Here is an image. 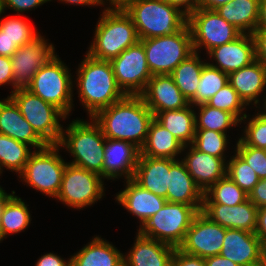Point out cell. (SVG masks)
Listing matches in <instances>:
<instances>
[{
	"label": "cell",
	"mask_w": 266,
	"mask_h": 266,
	"mask_svg": "<svg viewBox=\"0 0 266 266\" xmlns=\"http://www.w3.org/2000/svg\"><path fill=\"white\" fill-rule=\"evenodd\" d=\"M92 118L106 138L129 141L140 149L154 114L140 96L126 95L122 100L99 110Z\"/></svg>",
	"instance_id": "1"
},
{
	"label": "cell",
	"mask_w": 266,
	"mask_h": 266,
	"mask_svg": "<svg viewBox=\"0 0 266 266\" xmlns=\"http://www.w3.org/2000/svg\"><path fill=\"white\" fill-rule=\"evenodd\" d=\"M78 65L76 84L78 98L88 117L122 100L126 95L117 85L110 61L99 60L85 54Z\"/></svg>",
	"instance_id": "2"
},
{
	"label": "cell",
	"mask_w": 266,
	"mask_h": 266,
	"mask_svg": "<svg viewBox=\"0 0 266 266\" xmlns=\"http://www.w3.org/2000/svg\"><path fill=\"white\" fill-rule=\"evenodd\" d=\"M88 119L76 118L66 124L58 145L73 156L68 163L103 177L106 137L93 118Z\"/></svg>",
	"instance_id": "3"
},
{
	"label": "cell",
	"mask_w": 266,
	"mask_h": 266,
	"mask_svg": "<svg viewBox=\"0 0 266 266\" xmlns=\"http://www.w3.org/2000/svg\"><path fill=\"white\" fill-rule=\"evenodd\" d=\"M96 23L94 38L86 51L91 57L111 61L140 39L125 10H104Z\"/></svg>",
	"instance_id": "4"
},
{
	"label": "cell",
	"mask_w": 266,
	"mask_h": 266,
	"mask_svg": "<svg viewBox=\"0 0 266 266\" xmlns=\"http://www.w3.org/2000/svg\"><path fill=\"white\" fill-rule=\"evenodd\" d=\"M125 12L140 40L172 35L187 24V15L165 0H135Z\"/></svg>",
	"instance_id": "5"
},
{
	"label": "cell",
	"mask_w": 266,
	"mask_h": 266,
	"mask_svg": "<svg viewBox=\"0 0 266 266\" xmlns=\"http://www.w3.org/2000/svg\"><path fill=\"white\" fill-rule=\"evenodd\" d=\"M70 72L66 63L56 55L36 72L27 89L57 107L68 117L73 111L75 89L72 78L74 76Z\"/></svg>",
	"instance_id": "6"
},
{
	"label": "cell",
	"mask_w": 266,
	"mask_h": 266,
	"mask_svg": "<svg viewBox=\"0 0 266 266\" xmlns=\"http://www.w3.org/2000/svg\"><path fill=\"white\" fill-rule=\"evenodd\" d=\"M59 151L58 144H48L42 149L33 150L23 171L18 175L20 181L47 197L56 198L68 163Z\"/></svg>",
	"instance_id": "7"
},
{
	"label": "cell",
	"mask_w": 266,
	"mask_h": 266,
	"mask_svg": "<svg viewBox=\"0 0 266 266\" xmlns=\"http://www.w3.org/2000/svg\"><path fill=\"white\" fill-rule=\"evenodd\" d=\"M201 210L202 207L167 201L137 231L142 236L178 248L183 243L193 219Z\"/></svg>",
	"instance_id": "8"
},
{
	"label": "cell",
	"mask_w": 266,
	"mask_h": 266,
	"mask_svg": "<svg viewBox=\"0 0 266 266\" xmlns=\"http://www.w3.org/2000/svg\"><path fill=\"white\" fill-rule=\"evenodd\" d=\"M9 97L18 106L20 113L31 124L35 132L47 144H59L64 127L60 122L69 117L27 88L17 89Z\"/></svg>",
	"instance_id": "9"
},
{
	"label": "cell",
	"mask_w": 266,
	"mask_h": 266,
	"mask_svg": "<svg viewBox=\"0 0 266 266\" xmlns=\"http://www.w3.org/2000/svg\"><path fill=\"white\" fill-rule=\"evenodd\" d=\"M152 75L170 74L193 50L188 24L172 35L140 40Z\"/></svg>",
	"instance_id": "10"
},
{
	"label": "cell",
	"mask_w": 266,
	"mask_h": 266,
	"mask_svg": "<svg viewBox=\"0 0 266 266\" xmlns=\"http://www.w3.org/2000/svg\"><path fill=\"white\" fill-rule=\"evenodd\" d=\"M104 181L101 175L93 171L67 163L55 199L70 208L83 210L105 196Z\"/></svg>",
	"instance_id": "11"
},
{
	"label": "cell",
	"mask_w": 266,
	"mask_h": 266,
	"mask_svg": "<svg viewBox=\"0 0 266 266\" xmlns=\"http://www.w3.org/2000/svg\"><path fill=\"white\" fill-rule=\"evenodd\" d=\"M193 50L207 54L211 49L232 42L242 33L223 19L215 10L198 8L187 16ZM203 47V48H202Z\"/></svg>",
	"instance_id": "12"
},
{
	"label": "cell",
	"mask_w": 266,
	"mask_h": 266,
	"mask_svg": "<svg viewBox=\"0 0 266 266\" xmlns=\"http://www.w3.org/2000/svg\"><path fill=\"white\" fill-rule=\"evenodd\" d=\"M115 79L125 95L139 96L152 77L143 43L139 40L111 61Z\"/></svg>",
	"instance_id": "13"
},
{
	"label": "cell",
	"mask_w": 266,
	"mask_h": 266,
	"mask_svg": "<svg viewBox=\"0 0 266 266\" xmlns=\"http://www.w3.org/2000/svg\"><path fill=\"white\" fill-rule=\"evenodd\" d=\"M55 47L41 33L19 47L10 57L14 79V91L27 88L36 72L54 58Z\"/></svg>",
	"instance_id": "14"
},
{
	"label": "cell",
	"mask_w": 266,
	"mask_h": 266,
	"mask_svg": "<svg viewBox=\"0 0 266 266\" xmlns=\"http://www.w3.org/2000/svg\"><path fill=\"white\" fill-rule=\"evenodd\" d=\"M225 233L226 228L211 221L200 211L193 219L183 243L178 248L184 253L204 259L219 255Z\"/></svg>",
	"instance_id": "15"
},
{
	"label": "cell",
	"mask_w": 266,
	"mask_h": 266,
	"mask_svg": "<svg viewBox=\"0 0 266 266\" xmlns=\"http://www.w3.org/2000/svg\"><path fill=\"white\" fill-rule=\"evenodd\" d=\"M140 149L129 141L106 138L103 178L115 180L133 179Z\"/></svg>",
	"instance_id": "16"
},
{
	"label": "cell",
	"mask_w": 266,
	"mask_h": 266,
	"mask_svg": "<svg viewBox=\"0 0 266 266\" xmlns=\"http://www.w3.org/2000/svg\"><path fill=\"white\" fill-rule=\"evenodd\" d=\"M154 115L159 112L183 109L189 101L168 74L152 75L139 95Z\"/></svg>",
	"instance_id": "17"
},
{
	"label": "cell",
	"mask_w": 266,
	"mask_h": 266,
	"mask_svg": "<svg viewBox=\"0 0 266 266\" xmlns=\"http://www.w3.org/2000/svg\"><path fill=\"white\" fill-rule=\"evenodd\" d=\"M182 155L183 158L180 157V159L203 193L219 179L226 176L227 162L222 158L203 153L192 144L183 147Z\"/></svg>",
	"instance_id": "18"
},
{
	"label": "cell",
	"mask_w": 266,
	"mask_h": 266,
	"mask_svg": "<svg viewBox=\"0 0 266 266\" xmlns=\"http://www.w3.org/2000/svg\"><path fill=\"white\" fill-rule=\"evenodd\" d=\"M228 82L248 108L250 105H254L253 108L258 109L264 107L266 103V65L261 61L255 60L250 65L230 73ZM260 103H262V107Z\"/></svg>",
	"instance_id": "19"
},
{
	"label": "cell",
	"mask_w": 266,
	"mask_h": 266,
	"mask_svg": "<svg viewBox=\"0 0 266 266\" xmlns=\"http://www.w3.org/2000/svg\"><path fill=\"white\" fill-rule=\"evenodd\" d=\"M207 63L226 74H230L255 61L254 41L251 34H241L232 42L211 49ZM216 62V64L214 63Z\"/></svg>",
	"instance_id": "20"
},
{
	"label": "cell",
	"mask_w": 266,
	"mask_h": 266,
	"mask_svg": "<svg viewBox=\"0 0 266 266\" xmlns=\"http://www.w3.org/2000/svg\"><path fill=\"white\" fill-rule=\"evenodd\" d=\"M220 255L239 266L263 264V244L255 233L226 229Z\"/></svg>",
	"instance_id": "21"
},
{
	"label": "cell",
	"mask_w": 266,
	"mask_h": 266,
	"mask_svg": "<svg viewBox=\"0 0 266 266\" xmlns=\"http://www.w3.org/2000/svg\"><path fill=\"white\" fill-rule=\"evenodd\" d=\"M258 207L249 199L235 206L203 203L201 212L211 221L226 229H239L255 233Z\"/></svg>",
	"instance_id": "22"
},
{
	"label": "cell",
	"mask_w": 266,
	"mask_h": 266,
	"mask_svg": "<svg viewBox=\"0 0 266 266\" xmlns=\"http://www.w3.org/2000/svg\"><path fill=\"white\" fill-rule=\"evenodd\" d=\"M125 188L117 192L115 201L139 219V228L167 202L165 198L142 188L133 179L124 180Z\"/></svg>",
	"instance_id": "23"
},
{
	"label": "cell",
	"mask_w": 266,
	"mask_h": 266,
	"mask_svg": "<svg viewBox=\"0 0 266 266\" xmlns=\"http://www.w3.org/2000/svg\"><path fill=\"white\" fill-rule=\"evenodd\" d=\"M0 134L24 142L34 150L48 145L23 117L18 106L9 96L0 100Z\"/></svg>",
	"instance_id": "24"
},
{
	"label": "cell",
	"mask_w": 266,
	"mask_h": 266,
	"mask_svg": "<svg viewBox=\"0 0 266 266\" xmlns=\"http://www.w3.org/2000/svg\"><path fill=\"white\" fill-rule=\"evenodd\" d=\"M134 244L124 255V266H170L176 247L136 233Z\"/></svg>",
	"instance_id": "25"
},
{
	"label": "cell",
	"mask_w": 266,
	"mask_h": 266,
	"mask_svg": "<svg viewBox=\"0 0 266 266\" xmlns=\"http://www.w3.org/2000/svg\"><path fill=\"white\" fill-rule=\"evenodd\" d=\"M175 159L139 156L133 180L142 188L166 199L170 165Z\"/></svg>",
	"instance_id": "26"
},
{
	"label": "cell",
	"mask_w": 266,
	"mask_h": 266,
	"mask_svg": "<svg viewBox=\"0 0 266 266\" xmlns=\"http://www.w3.org/2000/svg\"><path fill=\"white\" fill-rule=\"evenodd\" d=\"M166 201L191 205L192 207L203 206V192L195 184L184 162L180 159L175 160L170 165Z\"/></svg>",
	"instance_id": "27"
},
{
	"label": "cell",
	"mask_w": 266,
	"mask_h": 266,
	"mask_svg": "<svg viewBox=\"0 0 266 266\" xmlns=\"http://www.w3.org/2000/svg\"><path fill=\"white\" fill-rule=\"evenodd\" d=\"M70 260V266H124V253L98 235L74 253Z\"/></svg>",
	"instance_id": "28"
},
{
	"label": "cell",
	"mask_w": 266,
	"mask_h": 266,
	"mask_svg": "<svg viewBox=\"0 0 266 266\" xmlns=\"http://www.w3.org/2000/svg\"><path fill=\"white\" fill-rule=\"evenodd\" d=\"M183 147L184 145L154 118L139 156L177 160V157L182 155Z\"/></svg>",
	"instance_id": "29"
},
{
	"label": "cell",
	"mask_w": 266,
	"mask_h": 266,
	"mask_svg": "<svg viewBox=\"0 0 266 266\" xmlns=\"http://www.w3.org/2000/svg\"><path fill=\"white\" fill-rule=\"evenodd\" d=\"M260 0H234L215 11L242 34H252L257 29Z\"/></svg>",
	"instance_id": "30"
},
{
	"label": "cell",
	"mask_w": 266,
	"mask_h": 266,
	"mask_svg": "<svg viewBox=\"0 0 266 266\" xmlns=\"http://www.w3.org/2000/svg\"><path fill=\"white\" fill-rule=\"evenodd\" d=\"M154 118L184 146L193 143L196 129L195 109L192 104L183 109L159 112Z\"/></svg>",
	"instance_id": "31"
},
{
	"label": "cell",
	"mask_w": 266,
	"mask_h": 266,
	"mask_svg": "<svg viewBox=\"0 0 266 266\" xmlns=\"http://www.w3.org/2000/svg\"><path fill=\"white\" fill-rule=\"evenodd\" d=\"M202 60L199 52L194 51L169 74L189 102L196 96L201 72L207 63V60Z\"/></svg>",
	"instance_id": "32"
},
{
	"label": "cell",
	"mask_w": 266,
	"mask_h": 266,
	"mask_svg": "<svg viewBox=\"0 0 266 266\" xmlns=\"http://www.w3.org/2000/svg\"><path fill=\"white\" fill-rule=\"evenodd\" d=\"M24 200L15 193L6 201L0 218V233L3 240L13 234L24 232L31 224L32 218Z\"/></svg>",
	"instance_id": "33"
},
{
	"label": "cell",
	"mask_w": 266,
	"mask_h": 266,
	"mask_svg": "<svg viewBox=\"0 0 266 266\" xmlns=\"http://www.w3.org/2000/svg\"><path fill=\"white\" fill-rule=\"evenodd\" d=\"M31 150L30 145L0 134V175L4 172L3 169L19 175L33 152Z\"/></svg>",
	"instance_id": "34"
},
{
	"label": "cell",
	"mask_w": 266,
	"mask_h": 266,
	"mask_svg": "<svg viewBox=\"0 0 266 266\" xmlns=\"http://www.w3.org/2000/svg\"><path fill=\"white\" fill-rule=\"evenodd\" d=\"M194 109H196L195 129H207L227 134V129L238 127L240 124L232 113L211 107L207 103L197 105Z\"/></svg>",
	"instance_id": "35"
},
{
	"label": "cell",
	"mask_w": 266,
	"mask_h": 266,
	"mask_svg": "<svg viewBox=\"0 0 266 266\" xmlns=\"http://www.w3.org/2000/svg\"><path fill=\"white\" fill-rule=\"evenodd\" d=\"M248 199L245 193L227 175L211 185L203 193V203H219L227 206H235Z\"/></svg>",
	"instance_id": "36"
},
{
	"label": "cell",
	"mask_w": 266,
	"mask_h": 266,
	"mask_svg": "<svg viewBox=\"0 0 266 266\" xmlns=\"http://www.w3.org/2000/svg\"><path fill=\"white\" fill-rule=\"evenodd\" d=\"M228 83V74L210 66L206 63L203 66L196 96L189 102L194 107L207 103L210 98Z\"/></svg>",
	"instance_id": "37"
},
{
	"label": "cell",
	"mask_w": 266,
	"mask_h": 266,
	"mask_svg": "<svg viewBox=\"0 0 266 266\" xmlns=\"http://www.w3.org/2000/svg\"><path fill=\"white\" fill-rule=\"evenodd\" d=\"M229 135L221 132H216L207 129H196L195 137L192 145L203 153L210 154L212 156L222 158L226 162V152L228 150Z\"/></svg>",
	"instance_id": "38"
},
{
	"label": "cell",
	"mask_w": 266,
	"mask_h": 266,
	"mask_svg": "<svg viewBox=\"0 0 266 266\" xmlns=\"http://www.w3.org/2000/svg\"><path fill=\"white\" fill-rule=\"evenodd\" d=\"M257 111L252 118L246 114L240 121V125L244 123L246 126L243 127V133L239 139L245 145L266 149V112L262 109Z\"/></svg>",
	"instance_id": "39"
},
{
	"label": "cell",
	"mask_w": 266,
	"mask_h": 266,
	"mask_svg": "<svg viewBox=\"0 0 266 266\" xmlns=\"http://www.w3.org/2000/svg\"><path fill=\"white\" fill-rule=\"evenodd\" d=\"M2 18L0 29L18 48L40 34L28 20L20 15Z\"/></svg>",
	"instance_id": "40"
},
{
	"label": "cell",
	"mask_w": 266,
	"mask_h": 266,
	"mask_svg": "<svg viewBox=\"0 0 266 266\" xmlns=\"http://www.w3.org/2000/svg\"><path fill=\"white\" fill-rule=\"evenodd\" d=\"M233 153L227 161L226 175L249 195L260 179L256 172L234 150Z\"/></svg>",
	"instance_id": "41"
},
{
	"label": "cell",
	"mask_w": 266,
	"mask_h": 266,
	"mask_svg": "<svg viewBox=\"0 0 266 266\" xmlns=\"http://www.w3.org/2000/svg\"><path fill=\"white\" fill-rule=\"evenodd\" d=\"M207 104L211 107L232 113L239 121L246 115L245 111L248 109L247 105L229 82L215 93Z\"/></svg>",
	"instance_id": "42"
},
{
	"label": "cell",
	"mask_w": 266,
	"mask_h": 266,
	"mask_svg": "<svg viewBox=\"0 0 266 266\" xmlns=\"http://www.w3.org/2000/svg\"><path fill=\"white\" fill-rule=\"evenodd\" d=\"M234 151L256 172L258 178L266 179L265 149H258L245 145L239 138Z\"/></svg>",
	"instance_id": "43"
},
{
	"label": "cell",
	"mask_w": 266,
	"mask_h": 266,
	"mask_svg": "<svg viewBox=\"0 0 266 266\" xmlns=\"http://www.w3.org/2000/svg\"><path fill=\"white\" fill-rule=\"evenodd\" d=\"M51 0H2V5L4 12L5 10L12 9L17 12V15L27 13V11L35 10L36 8L42 6L46 2Z\"/></svg>",
	"instance_id": "44"
},
{
	"label": "cell",
	"mask_w": 266,
	"mask_h": 266,
	"mask_svg": "<svg viewBox=\"0 0 266 266\" xmlns=\"http://www.w3.org/2000/svg\"><path fill=\"white\" fill-rule=\"evenodd\" d=\"M170 266H206V264L204 258L184 253L179 248H176Z\"/></svg>",
	"instance_id": "45"
},
{
	"label": "cell",
	"mask_w": 266,
	"mask_h": 266,
	"mask_svg": "<svg viewBox=\"0 0 266 266\" xmlns=\"http://www.w3.org/2000/svg\"><path fill=\"white\" fill-rule=\"evenodd\" d=\"M251 35L254 41L255 60L266 65V30H255Z\"/></svg>",
	"instance_id": "46"
},
{
	"label": "cell",
	"mask_w": 266,
	"mask_h": 266,
	"mask_svg": "<svg viewBox=\"0 0 266 266\" xmlns=\"http://www.w3.org/2000/svg\"><path fill=\"white\" fill-rule=\"evenodd\" d=\"M12 86L14 92V79H13V72H12V63L10 57L0 56V86Z\"/></svg>",
	"instance_id": "47"
},
{
	"label": "cell",
	"mask_w": 266,
	"mask_h": 266,
	"mask_svg": "<svg viewBox=\"0 0 266 266\" xmlns=\"http://www.w3.org/2000/svg\"><path fill=\"white\" fill-rule=\"evenodd\" d=\"M248 199L258 208L266 207V179H261L249 193Z\"/></svg>",
	"instance_id": "48"
},
{
	"label": "cell",
	"mask_w": 266,
	"mask_h": 266,
	"mask_svg": "<svg viewBox=\"0 0 266 266\" xmlns=\"http://www.w3.org/2000/svg\"><path fill=\"white\" fill-rule=\"evenodd\" d=\"M71 260H65L61 258L59 255L55 254L54 252L47 253L39 257L36 261L35 266H70Z\"/></svg>",
	"instance_id": "49"
},
{
	"label": "cell",
	"mask_w": 266,
	"mask_h": 266,
	"mask_svg": "<svg viewBox=\"0 0 266 266\" xmlns=\"http://www.w3.org/2000/svg\"><path fill=\"white\" fill-rule=\"evenodd\" d=\"M255 234L263 245L266 244V207L258 208Z\"/></svg>",
	"instance_id": "50"
},
{
	"label": "cell",
	"mask_w": 266,
	"mask_h": 266,
	"mask_svg": "<svg viewBox=\"0 0 266 266\" xmlns=\"http://www.w3.org/2000/svg\"><path fill=\"white\" fill-rule=\"evenodd\" d=\"M171 5L179 8L187 16L199 8L200 0H165Z\"/></svg>",
	"instance_id": "51"
},
{
	"label": "cell",
	"mask_w": 266,
	"mask_h": 266,
	"mask_svg": "<svg viewBox=\"0 0 266 266\" xmlns=\"http://www.w3.org/2000/svg\"><path fill=\"white\" fill-rule=\"evenodd\" d=\"M18 47L0 29V56L11 57Z\"/></svg>",
	"instance_id": "52"
},
{
	"label": "cell",
	"mask_w": 266,
	"mask_h": 266,
	"mask_svg": "<svg viewBox=\"0 0 266 266\" xmlns=\"http://www.w3.org/2000/svg\"><path fill=\"white\" fill-rule=\"evenodd\" d=\"M134 1L135 0H98V3L99 6L106 5V7H104V10H125Z\"/></svg>",
	"instance_id": "53"
},
{
	"label": "cell",
	"mask_w": 266,
	"mask_h": 266,
	"mask_svg": "<svg viewBox=\"0 0 266 266\" xmlns=\"http://www.w3.org/2000/svg\"><path fill=\"white\" fill-rule=\"evenodd\" d=\"M205 264L206 266H239L238 264L232 262L230 259L221 256L220 254L205 258Z\"/></svg>",
	"instance_id": "54"
},
{
	"label": "cell",
	"mask_w": 266,
	"mask_h": 266,
	"mask_svg": "<svg viewBox=\"0 0 266 266\" xmlns=\"http://www.w3.org/2000/svg\"><path fill=\"white\" fill-rule=\"evenodd\" d=\"M234 0H200L199 8L215 10L216 8L224 5L225 3L233 2Z\"/></svg>",
	"instance_id": "55"
},
{
	"label": "cell",
	"mask_w": 266,
	"mask_h": 266,
	"mask_svg": "<svg viewBox=\"0 0 266 266\" xmlns=\"http://www.w3.org/2000/svg\"><path fill=\"white\" fill-rule=\"evenodd\" d=\"M256 30H266V0H260L259 20Z\"/></svg>",
	"instance_id": "56"
},
{
	"label": "cell",
	"mask_w": 266,
	"mask_h": 266,
	"mask_svg": "<svg viewBox=\"0 0 266 266\" xmlns=\"http://www.w3.org/2000/svg\"><path fill=\"white\" fill-rule=\"evenodd\" d=\"M52 1V0H51ZM62 3L69 4V5H84V6H98V0H58Z\"/></svg>",
	"instance_id": "57"
},
{
	"label": "cell",
	"mask_w": 266,
	"mask_h": 266,
	"mask_svg": "<svg viewBox=\"0 0 266 266\" xmlns=\"http://www.w3.org/2000/svg\"><path fill=\"white\" fill-rule=\"evenodd\" d=\"M15 193V191L13 190L12 193H7V192H3L1 195H0V218H1V213H2V210H3V207L6 203V201Z\"/></svg>",
	"instance_id": "58"
},
{
	"label": "cell",
	"mask_w": 266,
	"mask_h": 266,
	"mask_svg": "<svg viewBox=\"0 0 266 266\" xmlns=\"http://www.w3.org/2000/svg\"><path fill=\"white\" fill-rule=\"evenodd\" d=\"M263 265L266 266V244L263 245Z\"/></svg>",
	"instance_id": "59"
},
{
	"label": "cell",
	"mask_w": 266,
	"mask_h": 266,
	"mask_svg": "<svg viewBox=\"0 0 266 266\" xmlns=\"http://www.w3.org/2000/svg\"><path fill=\"white\" fill-rule=\"evenodd\" d=\"M4 13V9H3V5H2V0H0V17L1 15H3Z\"/></svg>",
	"instance_id": "60"
},
{
	"label": "cell",
	"mask_w": 266,
	"mask_h": 266,
	"mask_svg": "<svg viewBox=\"0 0 266 266\" xmlns=\"http://www.w3.org/2000/svg\"><path fill=\"white\" fill-rule=\"evenodd\" d=\"M5 190L3 189L2 186H0V195L4 192Z\"/></svg>",
	"instance_id": "61"
},
{
	"label": "cell",
	"mask_w": 266,
	"mask_h": 266,
	"mask_svg": "<svg viewBox=\"0 0 266 266\" xmlns=\"http://www.w3.org/2000/svg\"><path fill=\"white\" fill-rule=\"evenodd\" d=\"M3 241V237H2V235H1V233H0V243Z\"/></svg>",
	"instance_id": "62"
},
{
	"label": "cell",
	"mask_w": 266,
	"mask_h": 266,
	"mask_svg": "<svg viewBox=\"0 0 266 266\" xmlns=\"http://www.w3.org/2000/svg\"><path fill=\"white\" fill-rule=\"evenodd\" d=\"M262 110H264L266 112V103H265L264 107L262 108Z\"/></svg>",
	"instance_id": "63"
},
{
	"label": "cell",
	"mask_w": 266,
	"mask_h": 266,
	"mask_svg": "<svg viewBox=\"0 0 266 266\" xmlns=\"http://www.w3.org/2000/svg\"><path fill=\"white\" fill-rule=\"evenodd\" d=\"M253 266H264L263 264H256V265H253Z\"/></svg>",
	"instance_id": "64"
}]
</instances>
